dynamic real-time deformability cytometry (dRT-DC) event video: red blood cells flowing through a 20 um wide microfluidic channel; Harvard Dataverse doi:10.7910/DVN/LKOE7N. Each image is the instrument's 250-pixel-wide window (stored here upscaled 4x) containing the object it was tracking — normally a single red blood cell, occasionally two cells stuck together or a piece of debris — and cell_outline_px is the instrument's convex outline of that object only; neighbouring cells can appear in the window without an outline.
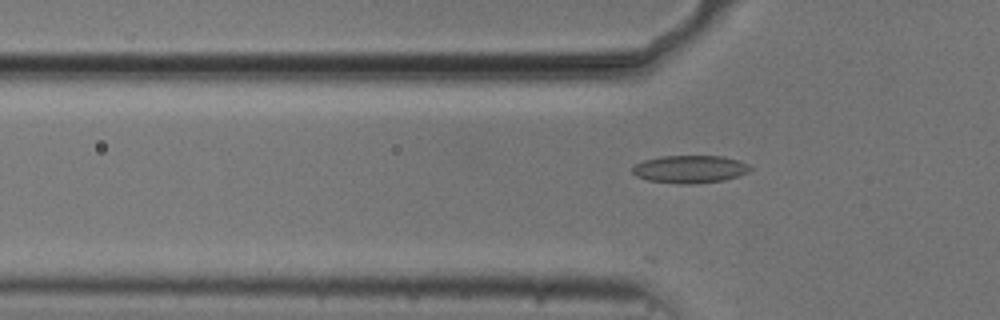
{"species": "common noctule bat (a hibernating species)", "species_latin": "Nyctalus noctula", "temperature_condition": "cold", "stored_images_in_passage": 8, "camera_frame_rate_fps": 3000, "um_per_image_px": 0.085, "animal": {"sex": "male", "body_mass_g": 20.5, "forearm_length_mm": 52.5}, "frame": {"image": 1, "passage_image": 2, "time_ms": 0.333, "image_size_px": [1000, 320], "cell_outline_px": [[752, 168], [748, 172], [724, 180], [692, 184], [684, 184], [648, 180], [636, 176], [632, 172], [632, 168], [636, 164], [644, 160], [660, 156], [724, 156], [740, 160], [748, 164]], "centroid_in_image_um": [58.65, 14.37], "position_along_channel_um": 67.1, "area_um2": 18.96}}
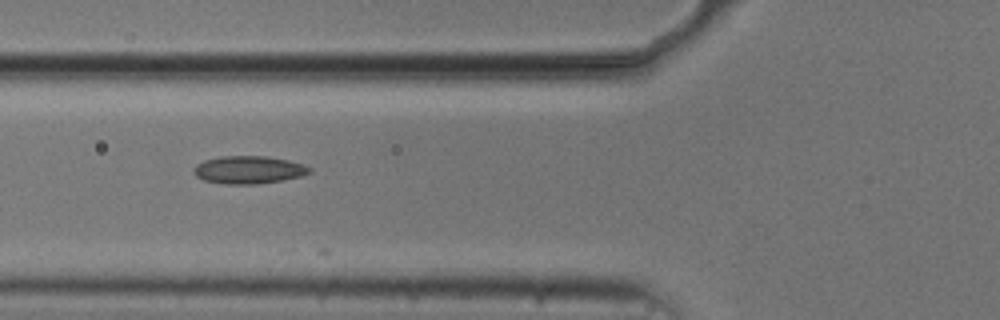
{"frame": {"image": 2, "passage_image": 5, "time_ms": 1.333, "image_size_px": [1000, 320], "cell_outline_px": [[312, 172], [300, 176], [284, 180], [256, 184], [224, 184], [204, 180], [196, 176], [192, 172], [192, 168], [196, 164], [204, 160], [220, 156], [268, 156], [288, 160], [304, 164], [312, 168]], "centroid_in_image_um": [21.13, 14.43], "position_along_channel_um": 104.7, "area_um2": 18.96}}